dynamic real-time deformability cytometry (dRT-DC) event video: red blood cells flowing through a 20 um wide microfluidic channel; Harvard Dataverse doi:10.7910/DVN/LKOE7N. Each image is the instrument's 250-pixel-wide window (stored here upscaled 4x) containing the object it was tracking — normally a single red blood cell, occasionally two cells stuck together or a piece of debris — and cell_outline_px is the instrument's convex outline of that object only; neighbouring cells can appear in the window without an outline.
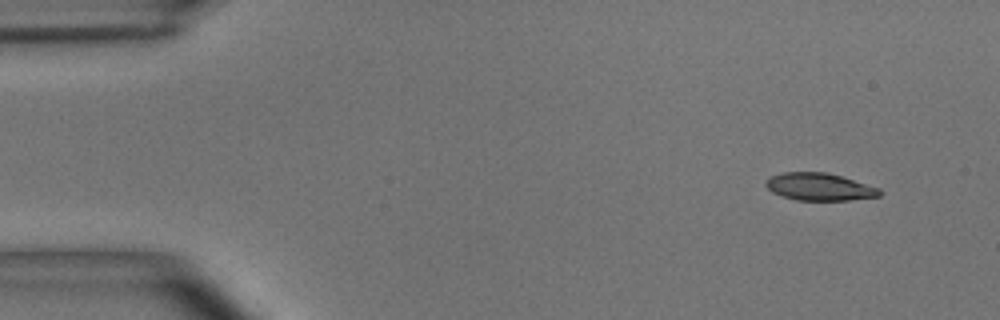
{"species": "common noctule bat (a hibernating species)", "species_latin": "Nyctalus noctula", "temperature_condition": "room temperature", "stored_images_in_passage": 4, "camera_frame_rate_fps": 3000, "um_per_image_px": 0.085, "animal": {"sex": "male", "body_mass_g": 15.6}, "frame": {"image": 1, "passage_image": 1, "time_ms": 0.0, "image_size_px": [1000, 320], "cell_outline_px": [[880, 196], [848, 200], [796, 200], [772, 192], [764, 184], [772, 176], [784, 172], [824, 172], [840, 176], [880, 188]], "centroid_in_image_um": [69.65, 15.88], "position_along_channel_um": 15.3, "area_um2": 17.86}}
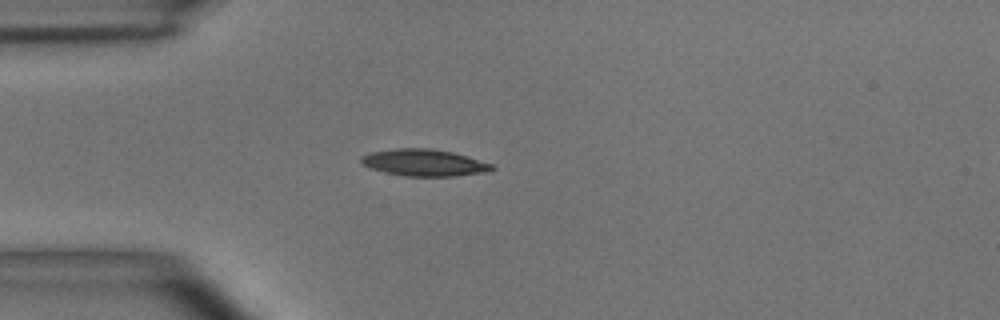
{"frame": {"image": 2, "passage_image": 4, "time_ms": 1.0, "image_size_px": [1000, 320], "cell_outline_px": [[496, 168], [488, 172], [456, 176], [404, 176], [384, 172], [360, 164], [360, 156], [368, 152], [396, 148], [432, 148], [452, 152], [468, 156], [492, 164]], "centroid_in_image_um": [36.03, 13.82], "position_along_channel_um": 49.0, "area_um2": 20.69}}